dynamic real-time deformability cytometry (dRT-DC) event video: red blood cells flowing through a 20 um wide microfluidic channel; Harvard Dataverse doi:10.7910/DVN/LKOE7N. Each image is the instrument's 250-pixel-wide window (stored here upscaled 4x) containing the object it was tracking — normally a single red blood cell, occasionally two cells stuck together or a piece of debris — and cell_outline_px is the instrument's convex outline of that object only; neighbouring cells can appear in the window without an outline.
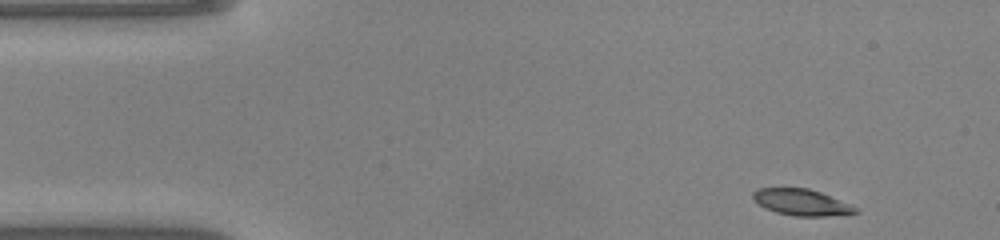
{"species": "common noctule bat (a hibernating species)", "species_latin": "Nyctalus noctula", "temperature_condition": "warm", "stored_images_in_passage": 45, "camera_frame_rate_fps": 3000, "um_per_image_px": 0.085, "animal": {"sex": "male", "body_mass_g": 20.0, "forearm_length_mm": 53.3}, "frame": {"image": 1, "passage_image": 1, "time_ms": 0.0, "image_size_px": [1000, 240], "cell_outline_px": [[860, 212], [824, 216], [796, 216], [776, 212], [764, 208], [756, 204], [752, 200], [752, 192], [756, 188], [808, 188], [820, 192], [860, 208]], "centroid_in_image_um": [68.08, 17.19], "position_along_channel_um": 16.9, "area_um2": 15.84}}
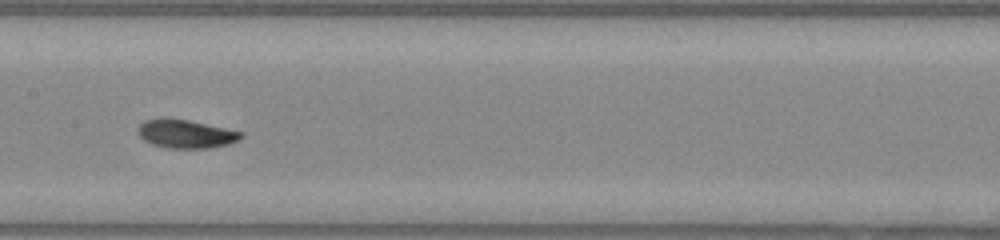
{"frame": {"image": 2, "passage_image": 20, "time_ms": 6.333, "image_size_px": [1000, 240], "cell_outline_px": [[244, 136], [228, 144], [208, 148], [168, 148], [152, 144], [144, 140], [140, 136], [140, 124], [144, 120], [188, 120], [244, 132]], "centroid_in_image_um": [15.85, 11.41], "position_along_channel_um": 191.5, "area_um2": 16.47}}
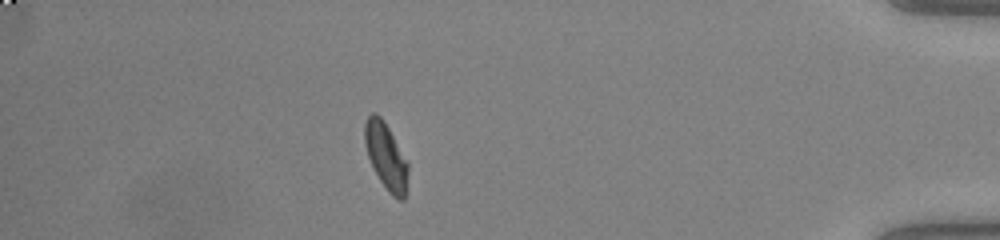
{"frame": {"image": 3, "passage_image": 39, "time_ms": 12.667, "image_size_px": [1000, 240], "cell_outline_px": [[408, 172], [404, 200], [400, 200], [392, 196], [388, 192], [372, 168], [364, 144], [364, 124], [368, 116], [372, 112], [376, 112], [384, 120], [408, 160]], "centroid_in_image_um": [32.8, 13.25], "position_along_channel_um": 402.4, "area_um2": 17.05}, "authors_computed_cell_mechanics": {"area_um2": 16.6464, "velocity_mm_per_s": 4.1301, "shape_relaxation_time_tau1_ms": 2.8954, "shape_relaxation_time_tau2_ms": 1.7613, "deformation_change_tau1": 0.1551, "deformation_change_tau2": 0.0273}}